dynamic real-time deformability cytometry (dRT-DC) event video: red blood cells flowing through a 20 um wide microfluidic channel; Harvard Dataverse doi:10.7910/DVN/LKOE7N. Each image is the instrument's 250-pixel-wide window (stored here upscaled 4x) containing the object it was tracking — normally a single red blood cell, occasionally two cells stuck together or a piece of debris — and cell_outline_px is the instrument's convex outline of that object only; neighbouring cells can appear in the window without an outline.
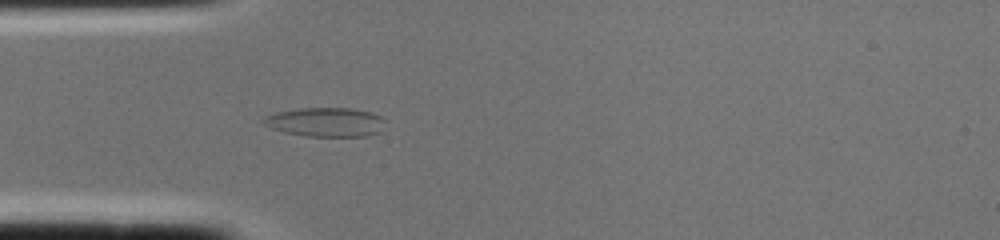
{"species": "common noctule bat (a hibernating species)", "species_latin": "Nyctalus noctula", "temperature_condition": "cold", "stored_images_in_passage": 2, "camera_frame_rate_fps": 3000, "um_per_image_px": 0.085, "animal": {"sex": "female", "body_mass_g": 22.0, "forearm_length_mm": 56.7}, "frame": {"image": 1, "passage_image": 2, "time_ms": 0.333, "image_size_px": [1000, 240], "cell_outline_px": [[384, 120], [380, 132], [368, 136], [304, 136], [284, 132], [272, 128], [264, 124], [264, 116], [276, 112], [300, 108], [352, 108], [372, 112], [380, 116]], "centroid_in_image_um": [27.69, 10.37], "position_along_channel_um": 57.3, "area_um2": 20.63}}